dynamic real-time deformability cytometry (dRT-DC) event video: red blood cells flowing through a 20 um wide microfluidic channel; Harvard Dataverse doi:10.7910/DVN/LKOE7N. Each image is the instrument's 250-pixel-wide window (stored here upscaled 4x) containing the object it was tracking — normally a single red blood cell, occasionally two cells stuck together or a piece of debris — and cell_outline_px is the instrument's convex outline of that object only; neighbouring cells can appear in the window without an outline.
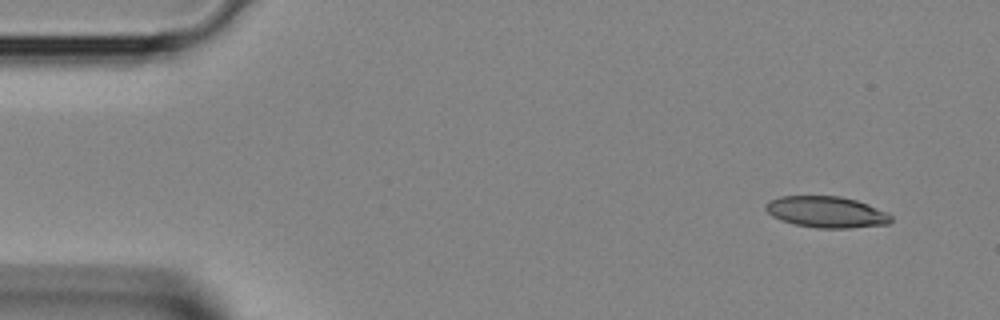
{"species": "Egyptian fruit bat (a non-hibernating species)", "species_latin": "Rousettus aegyptiacus", "temperature_condition": "room temperature", "stored_images_in_passage": 5, "camera_frame_rate_fps": 3000, "um_per_image_px": 0.085, "animal": {"sex": "female"}, "frame": {"image": 1, "passage_image": 1, "time_ms": 0.0, "image_size_px": [1000, 320], "cell_outline_px": [[892, 220], [888, 224], [848, 228], [816, 228], [796, 224], [780, 220], [772, 216], [764, 208], [764, 204], [768, 200], [780, 196], [840, 196], [856, 200], [868, 204], [892, 216]], "centroid_in_image_um": [70.2, 18.01], "position_along_channel_um": 14.8, "area_um2": 22.83}}